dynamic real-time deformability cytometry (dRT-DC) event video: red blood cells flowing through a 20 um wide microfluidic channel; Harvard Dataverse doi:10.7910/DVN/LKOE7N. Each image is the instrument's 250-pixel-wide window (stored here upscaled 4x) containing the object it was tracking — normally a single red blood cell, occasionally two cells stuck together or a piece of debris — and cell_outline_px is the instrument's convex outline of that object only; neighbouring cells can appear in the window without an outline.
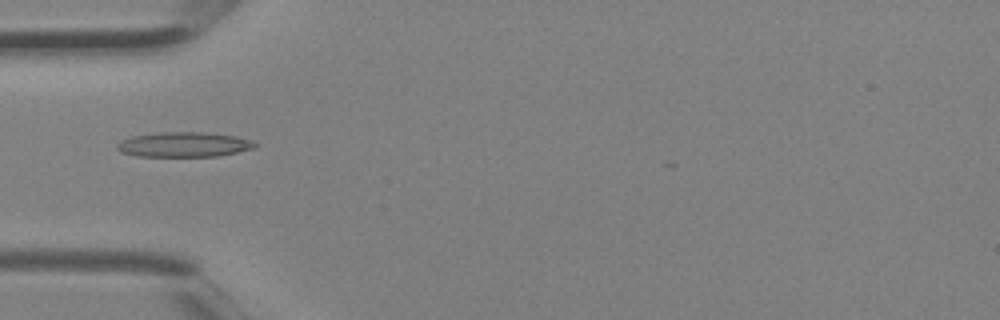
{"species": "Egyptian fruit bat (a non-hibernating species)", "species_latin": "Rousettus aegyptiacus", "temperature_condition": "room temperature", "stored_images_in_passage": 2, "camera_frame_rate_fps": 3000, "um_per_image_px": 0.085, "animal": {"sex": "female"}, "frame": {"image": 1, "passage_image": 2, "time_ms": 0.333, "image_size_px": [1000, 320], "cell_outline_px": [[260, 144], [256, 148], [220, 156], [136, 156], [120, 152], [116, 148], [116, 144], [120, 140], [132, 136], [160, 132], [204, 132], [236, 136], [252, 140]], "centroid_in_image_um": [15.66, 12.28], "position_along_channel_um": 69.3, "area_um2": 20.29}}